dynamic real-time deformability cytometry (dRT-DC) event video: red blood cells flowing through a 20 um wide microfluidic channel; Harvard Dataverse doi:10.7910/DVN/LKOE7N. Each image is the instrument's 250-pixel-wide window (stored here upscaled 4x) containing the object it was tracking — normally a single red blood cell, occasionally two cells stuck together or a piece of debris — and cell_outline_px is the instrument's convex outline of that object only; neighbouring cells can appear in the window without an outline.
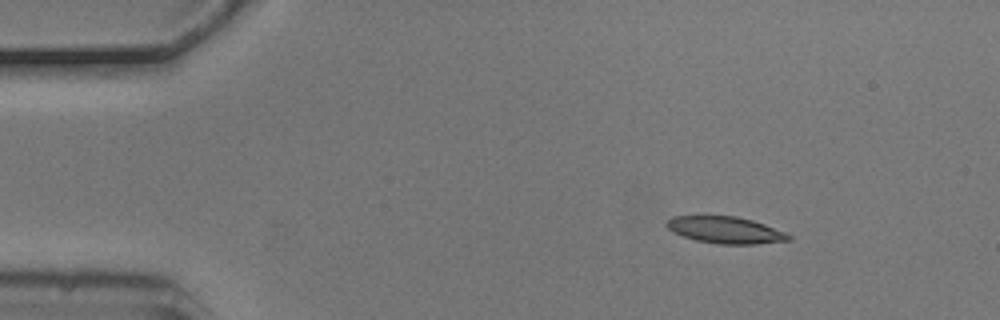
{"species": "common noctule bat (a hibernating species)", "species_latin": "Nyctalus noctula", "temperature_condition": "cold", "stored_images_in_passage": 4, "camera_frame_rate_fps": 3000, "um_per_image_px": 0.085, "animal": {"sex": "male", "body_mass_g": 20.5, "forearm_length_mm": 52.5}, "frame": {"image": 1, "passage_image": 1, "time_ms": 0.0, "image_size_px": [1000, 320], "cell_outline_px": [[792, 240], [756, 244], [716, 244], [696, 240], [672, 232], [664, 224], [672, 216], [736, 216], [752, 220], [764, 224], [784, 232], [792, 236]], "centroid_in_image_um": [61.65, 19.55], "position_along_channel_um": 23.3, "area_um2": 19.02}}
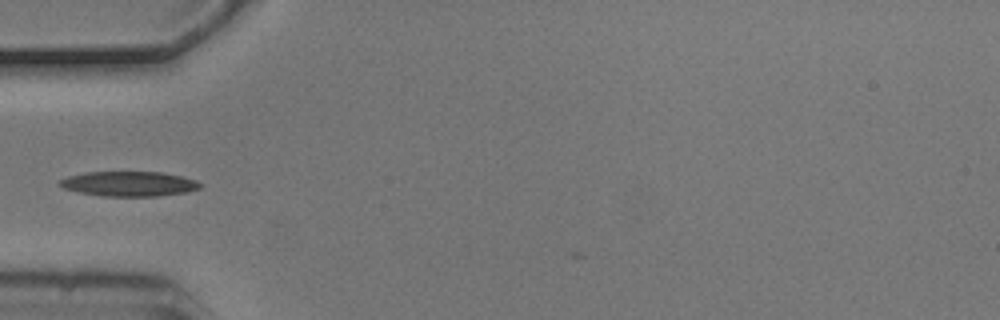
{"frame": {"image": 2, "passage_image": 3, "time_ms": 0.667, "image_size_px": [1000, 320], "cell_outline_px": [[200, 188], [184, 192], [156, 196], [100, 196], [76, 192], [64, 188], [60, 184], [60, 180], [68, 176], [88, 172], [160, 172], [180, 176], [196, 180], [200, 184]], "centroid_in_image_um": [10.93, 15.63], "position_along_channel_um": 74.1, "area_um2": 20.11}}